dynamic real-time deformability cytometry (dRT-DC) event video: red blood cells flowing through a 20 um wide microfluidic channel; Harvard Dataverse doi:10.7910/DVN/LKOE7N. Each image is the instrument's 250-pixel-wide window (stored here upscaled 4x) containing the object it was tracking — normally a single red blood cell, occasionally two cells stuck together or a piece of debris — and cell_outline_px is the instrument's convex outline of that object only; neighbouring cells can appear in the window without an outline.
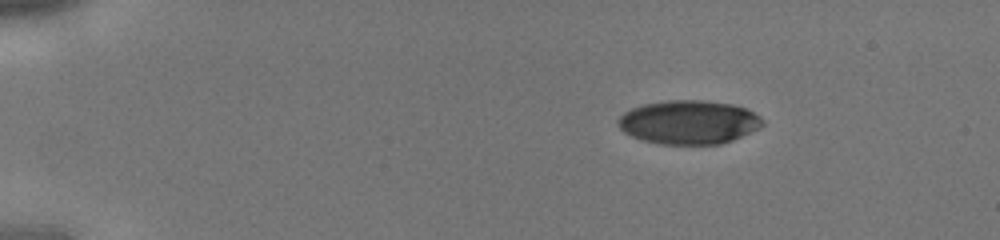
{"species": "human", "species_latin": "Homo sapiens", "temperature_condition": "cold", "stored_images_in_passage": 6, "camera_frame_rate_fps": 3000, "um_per_image_px": 0.085, "donor": {"sex": "male"}, "frame": {"image": 1, "passage_image": 1, "time_ms": 0.0, "image_size_px": [1000, 240], "cell_outline_px": [[764, 124], [760, 128], [732, 140], [720, 144], [660, 144], [644, 140], [632, 136], [624, 132], [616, 124], [616, 120], [624, 112], [632, 108], [644, 104], [668, 100], [704, 100], [732, 104], [744, 108], [760, 116], [764, 120]], "centroid_in_image_um": [58.54, 10.38], "position_along_channel_um": 26.5, "area_um2": 36.88}}
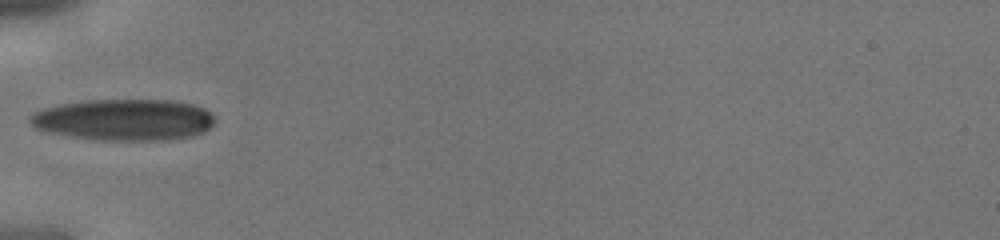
{"frame": {"image": 2, "passage_image": 6, "time_ms": 1.667, "image_size_px": [1000, 240], "cell_outline_px": [[216, 120], [204, 132], [192, 136], [164, 140], [100, 140], [72, 136], [52, 132], [36, 128], [28, 120], [28, 116], [32, 112], [40, 108], [60, 104], [84, 100], [176, 100], [196, 104], [204, 108]], "centroid_in_image_um": [10.53, 10.16], "position_along_channel_um": 74.5, "area_um2": 44.8}}